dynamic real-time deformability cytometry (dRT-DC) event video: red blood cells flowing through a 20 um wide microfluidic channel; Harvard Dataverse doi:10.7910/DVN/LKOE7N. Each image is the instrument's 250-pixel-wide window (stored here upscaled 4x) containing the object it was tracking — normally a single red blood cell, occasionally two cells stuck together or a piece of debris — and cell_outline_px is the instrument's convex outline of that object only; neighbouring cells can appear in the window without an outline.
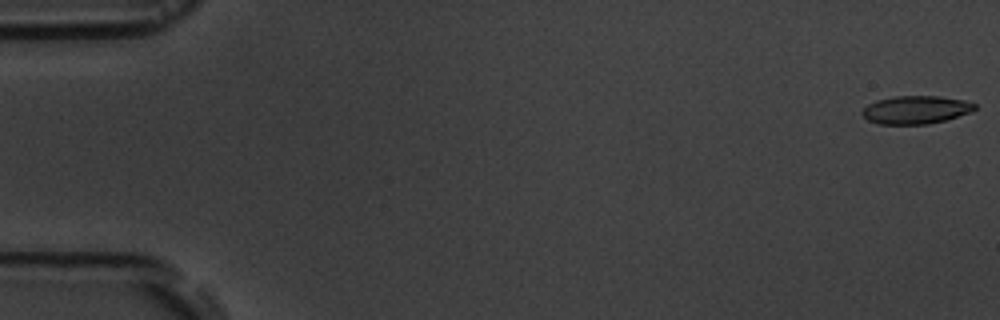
{"species": "common noctule bat (a hibernating species)", "species_latin": "Nyctalus noctula", "temperature_condition": "room temperature", "stored_images_in_passage": 6, "camera_frame_rate_fps": 3000, "um_per_image_px": 0.085, "animal": {"sex": "male", "body_mass_g": 19.5, "forearm_length_mm": 54.6}, "frame": {"image": 1, "passage_image": 1, "time_ms": 0.0, "image_size_px": [1000, 320], "cell_outline_px": [[976, 108], [972, 112], [944, 120], [928, 124], [880, 124], [868, 120], [860, 112], [868, 104], [876, 100], [896, 96], [940, 96], [964, 100], [976, 104]], "centroid_in_image_um": [77.85, 9.33], "position_along_channel_um": 7.2, "area_um2": 18.38}}